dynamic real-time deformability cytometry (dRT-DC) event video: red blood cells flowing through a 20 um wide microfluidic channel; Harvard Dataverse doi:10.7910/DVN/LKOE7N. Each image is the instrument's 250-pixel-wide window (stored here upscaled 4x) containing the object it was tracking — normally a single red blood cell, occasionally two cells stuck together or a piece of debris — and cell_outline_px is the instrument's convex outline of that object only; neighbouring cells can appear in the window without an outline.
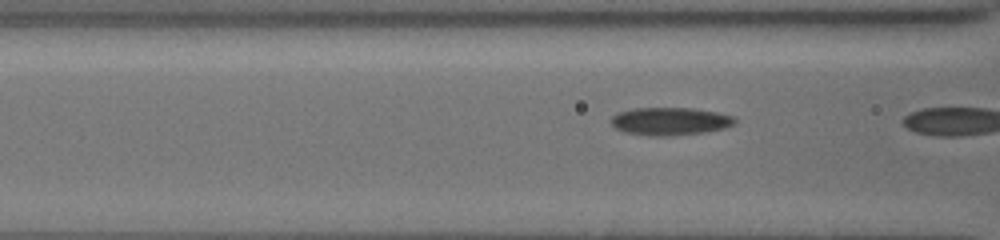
{"species": "common noctule bat (a hibernating species)", "species_latin": "Nyctalus noctula", "temperature_condition": "cold", "stored_images_in_passage": 19, "camera_frame_rate_fps": 3000, "um_per_image_px": 0.085, "animal": {"sex": "female", "body_mass_g": 19.5, "forearm_length_mm": 54.1}, "frame": {"image": 1, "passage_image": 18, "time_ms": 5.667, "image_size_px": [1000, 240], "cell_outline_px": [[736, 124], [724, 128], [704, 132], [672, 136], [652, 136], [624, 132], [616, 128], [608, 120], [616, 112], [632, 108], [692, 108], [716, 112], [732, 116], [736, 120]], "centroid_in_image_um": [56.91, 10.31], "position_along_channel_um": 109.7, "area_um2": 20.23}}